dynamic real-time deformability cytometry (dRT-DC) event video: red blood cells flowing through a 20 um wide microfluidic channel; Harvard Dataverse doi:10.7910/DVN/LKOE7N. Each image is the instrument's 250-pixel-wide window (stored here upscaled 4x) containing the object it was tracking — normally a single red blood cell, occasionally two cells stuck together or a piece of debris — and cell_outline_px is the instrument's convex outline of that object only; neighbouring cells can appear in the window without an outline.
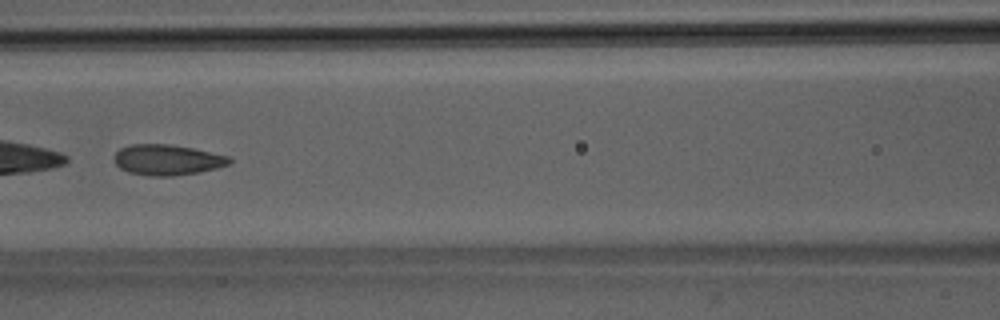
{"species": "Egyptian fruit bat (a non-hibernating species)", "species_latin": "Rousettus aegyptiacus", "temperature_condition": "room temperature", "stored_images_in_passage": 37, "camera_frame_rate_fps": 3000, "um_per_image_px": 0.085, "animal": {"sex": "male"}, "frame": {"image": 1, "passage_image": 23, "time_ms": 7.333, "image_size_px": [1000, 320], "cell_outline_px": [[232, 164], [200, 172], [172, 176], [148, 176], [128, 172], [120, 168], [116, 164], [112, 156], [120, 148], [132, 144], [168, 144], [192, 148], [228, 156], [232, 160]], "centroid_in_image_um": [14.2, 13.59], "position_along_channel_um": 152.4, "area_um2": 20.63}}